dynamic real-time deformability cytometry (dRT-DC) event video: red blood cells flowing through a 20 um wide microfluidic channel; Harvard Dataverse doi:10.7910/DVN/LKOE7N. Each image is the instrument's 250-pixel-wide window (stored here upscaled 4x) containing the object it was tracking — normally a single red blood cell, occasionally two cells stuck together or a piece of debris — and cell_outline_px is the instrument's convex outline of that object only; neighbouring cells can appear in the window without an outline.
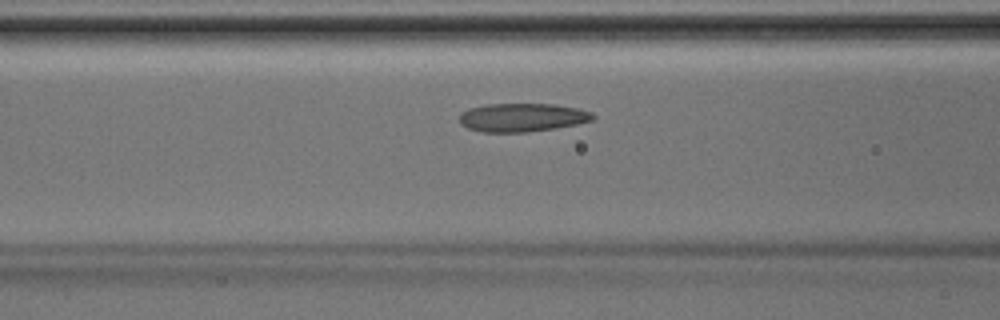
{"species": "Egyptian fruit bat (a non-hibernating species)", "species_latin": "Rousettus aegyptiacus", "temperature_condition": "room temperature", "stored_images_in_passage": 38, "camera_frame_rate_fps": 3000, "um_per_image_px": 0.085, "animal": {"sex": "male"}, "frame": {"image": 1, "passage_image": 12, "time_ms": 3.667, "image_size_px": [1000, 320], "cell_outline_px": [[596, 116], [592, 120], [576, 124], [556, 128], [528, 132], [484, 132], [468, 128], [460, 124], [460, 112], [468, 108], [488, 104], [556, 104], [576, 108], [592, 112]], "centroid_in_image_um": [44.38, 9.98], "position_along_channel_um": 122.2, "area_um2": 22.2}}
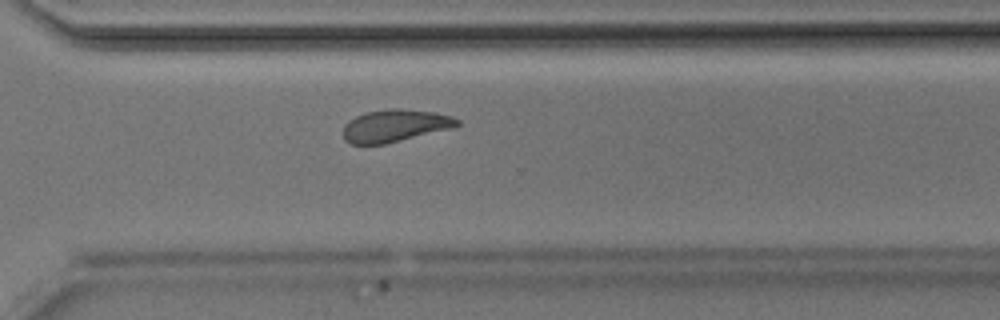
{"frame": {"image": 2, "passage_image": 26, "time_ms": 8.333, "image_size_px": [1000, 320], "cell_outline_px": [[460, 124], [456, 128], [384, 144], [352, 144], [344, 140], [344, 124], [348, 120], [364, 112], [388, 108], [400, 108], [436, 112], [452, 116], [460, 120]], "centroid_in_image_um": [33.61, 10.67], "position_along_channel_um": 337.0, "area_um2": 21.91}}
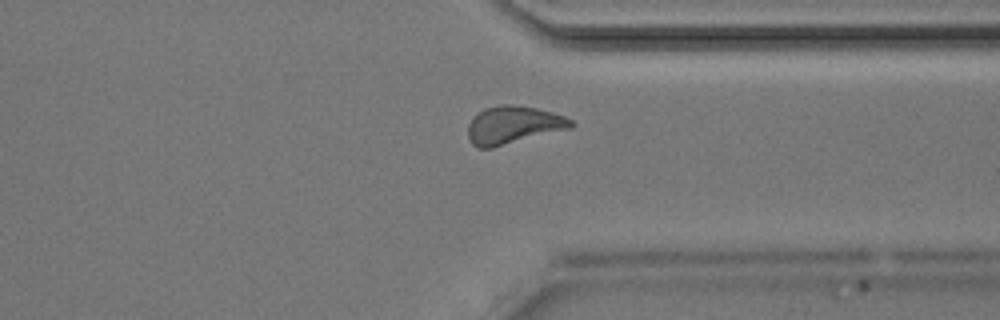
{"frame": {"image": 3, "passage_image": 28, "time_ms": 9.0, "image_size_px": [1000, 320], "cell_outline_px": [[576, 124], [572, 128], [492, 148], [476, 148], [468, 140], [468, 124], [472, 116], [476, 112], [484, 108], [500, 104], [512, 104], [536, 108], [552, 112], [564, 116], [572, 120]], "centroid_in_image_um": [43.6, 10.62], "position_along_channel_um": 367.8, "area_um2": 23.12}}